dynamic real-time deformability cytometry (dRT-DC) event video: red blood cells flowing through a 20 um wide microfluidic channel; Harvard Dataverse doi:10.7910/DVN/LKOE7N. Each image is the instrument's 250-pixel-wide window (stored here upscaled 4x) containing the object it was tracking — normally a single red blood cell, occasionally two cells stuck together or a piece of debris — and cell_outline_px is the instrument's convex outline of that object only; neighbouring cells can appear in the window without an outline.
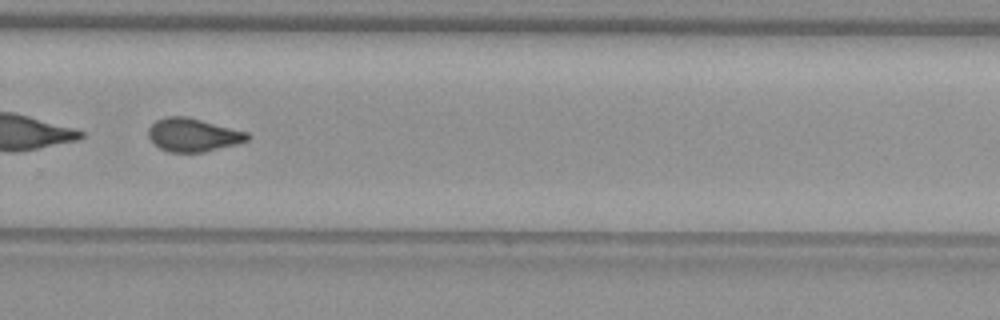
{"species": "common noctule bat (a hibernating species)", "species_latin": "Nyctalus noctula", "temperature_condition": "warm", "stored_images_in_passage": 35, "camera_frame_rate_fps": 3000, "um_per_image_px": 0.085, "animal": {"sex": "female", "body_mass_g": 29.2, "forearm_length_mm": 56.3}, "frame": {"image": 1, "passage_image": 20, "time_ms": 6.333, "image_size_px": [1000, 320], "cell_outline_px": [[252, 136], [248, 140], [236, 144], [204, 152], [168, 152], [160, 148], [148, 136], [148, 128], [156, 120], [164, 116], [188, 116], [248, 132]], "centroid_in_image_um": [16.42, 11.45], "position_along_channel_um": 313.4, "area_um2": 19.31}}